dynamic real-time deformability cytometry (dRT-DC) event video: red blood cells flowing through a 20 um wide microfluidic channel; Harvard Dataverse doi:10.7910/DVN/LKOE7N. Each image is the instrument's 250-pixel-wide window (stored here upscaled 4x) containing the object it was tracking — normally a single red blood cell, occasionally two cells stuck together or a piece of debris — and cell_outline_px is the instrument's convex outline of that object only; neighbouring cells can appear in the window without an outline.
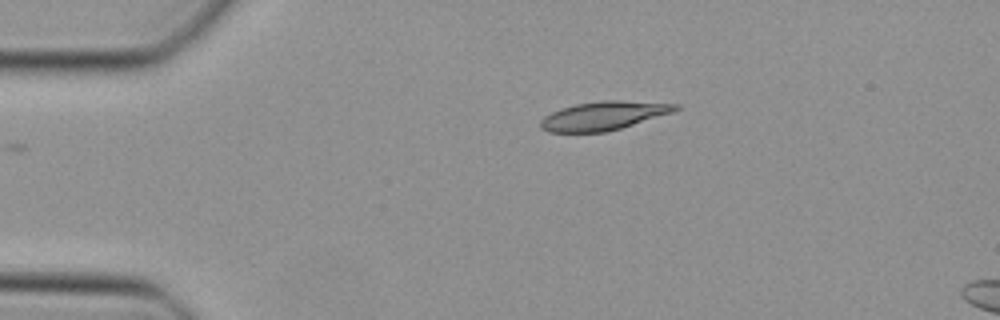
{"species": "Egyptian fruit bat (a non-hibernating species)", "species_latin": "Rousettus aegyptiacus", "temperature_condition": "cold", "stored_images_in_passage": 5, "camera_frame_rate_fps": 3000, "um_per_image_px": 0.085, "animal": {"sex": "female"}, "frame": {"image": 1, "passage_image": 1, "time_ms": 0.0, "image_size_px": [1000, 320], "cell_outline_px": [[680, 108], [672, 112], [620, 128], [604, 132], [548, 132], [540, 128], [540, 120], [544, 116], [560, 108], [576, 104], [604, 100], [620, 100], [680, 104]], "centroid_in_image_um": [51.27, 9.83], "position_along_channel_um": 33.7, "area_um2": 22.37}}